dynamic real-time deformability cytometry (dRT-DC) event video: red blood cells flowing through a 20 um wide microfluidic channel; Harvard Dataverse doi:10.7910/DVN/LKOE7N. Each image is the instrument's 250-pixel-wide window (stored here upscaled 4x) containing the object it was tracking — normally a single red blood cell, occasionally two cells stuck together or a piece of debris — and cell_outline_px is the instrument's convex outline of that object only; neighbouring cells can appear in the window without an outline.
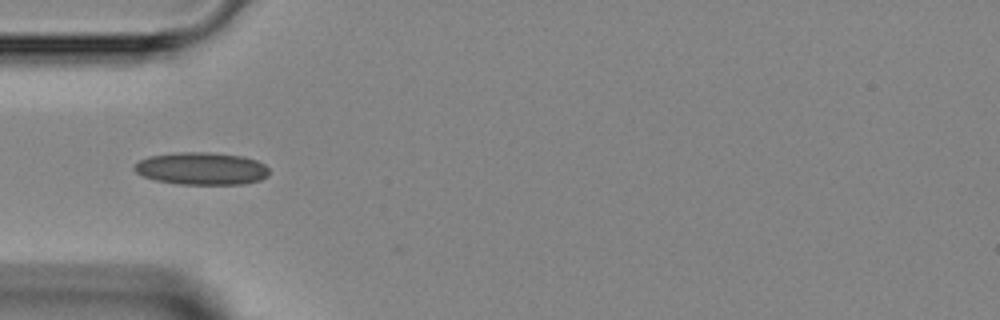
{"species": "Egyptian fruit bat (a non-hibernating species)", "species_latin": "Rousettus aegyptiacus", "temperature_condition": "room temperature", "stored_images_in_passage": 2, "camera_frame_rate_fps": 3000, "um_per_image_px": 0.085, "animal": {"sex": "female"}, "frame": {"image": 1, "passage_image": 1, "time_ms": 0.0, "image_size_px": [1000, 320], "cell_outline_px": [[268, 176], [260, 180], [244, 184], [180, 184], [156, 180], [144, 176], [136, 172], [132, 168], [140, 160], [148, 156], [180, 152], [208, 152], [244, 156], [256, 160], [264, 164], [268, 168]], "centroid_in_image_um": [17.15, 14.32], "position_along_channel_um": 67.9, "area_um2": 25.49}}
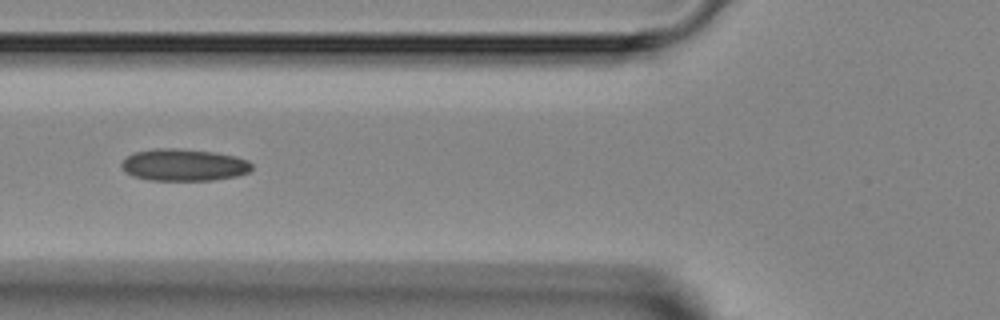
{"frame": {"image": 2, "passage_image": 2, "time_ms": 1.0, "image_size_px": [1000, 320], "cell_outline_px": [[252, 168], [248, 172], [236, 176], [212, 180], [148, 180], [132, 176], [124, 172], [120, 164], [128, 156], [136, 152], [152, 148], [176, 148], [216, 152], [236, 156], [248, 160], [252, 164]], "centroid_in_image_um": [15.61, 14.01], "position_along_channel_um": 110.2, "area_um2": 24.45}}